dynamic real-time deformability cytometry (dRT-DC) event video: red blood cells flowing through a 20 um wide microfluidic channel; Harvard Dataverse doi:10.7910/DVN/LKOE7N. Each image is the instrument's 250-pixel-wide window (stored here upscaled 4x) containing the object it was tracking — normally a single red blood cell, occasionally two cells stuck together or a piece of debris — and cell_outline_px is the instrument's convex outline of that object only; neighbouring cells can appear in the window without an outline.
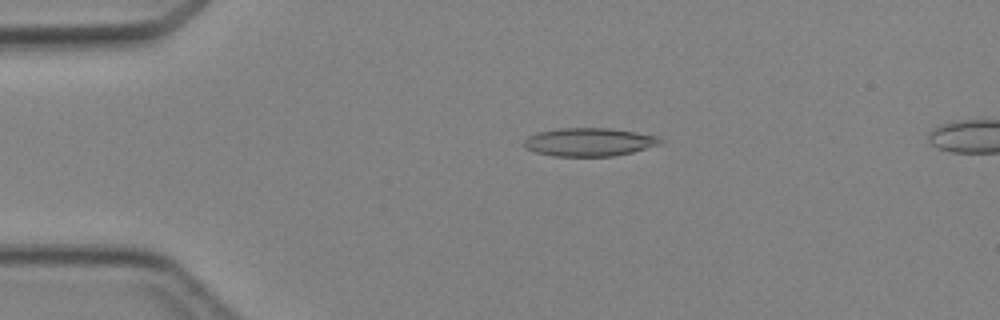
{"species": "Egyptian fruit bat (a non-hibernating species)", "species_latin": "Rousettus aegyptiacus", "temperature_condition": "cold", "stored_images_in_passage": 3, "camera_frame_rate_fps": 3000, "um_per_image_px": 0.085, "animal": {"sex": "female"}, "frame": {"image": 1, "passage_image": 1, "time_ms": 0.0, "image_size_px": [1000, 320], "cell_outline_px": [[664, 140], [660, 144], [632, 152], [612, 156], [556, 156], [536, 152], [528, 148], [524, 144], [524, 140], [528, 136], [536, 132], [560, 128], [608, 128], [636, 132], [660, 136]], "centroid_in_image_um": [50.11, 12.06], "position_along_channel_um": 34.9, "area_um2": 22.37}}